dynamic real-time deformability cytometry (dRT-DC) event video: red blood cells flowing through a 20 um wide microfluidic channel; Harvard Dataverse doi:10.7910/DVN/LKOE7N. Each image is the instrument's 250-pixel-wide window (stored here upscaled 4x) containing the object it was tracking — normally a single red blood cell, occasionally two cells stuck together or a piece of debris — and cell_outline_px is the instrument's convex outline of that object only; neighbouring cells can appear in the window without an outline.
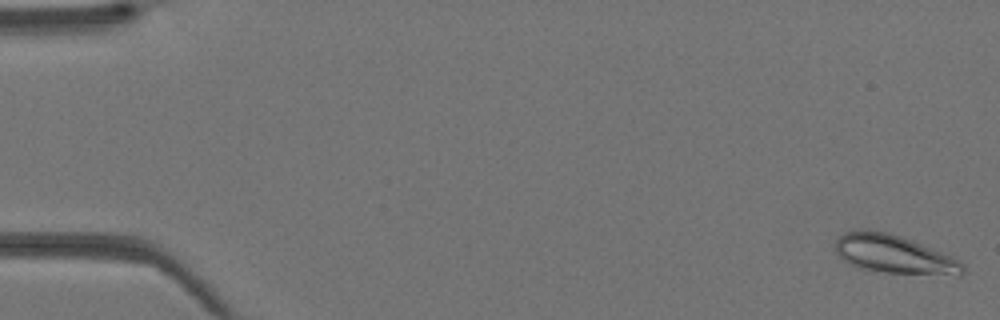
{"species": "Egyptian fruit bat (a non-hibernating species)", "species_latin": "Rousettus aegyptiacus", "temperature_condition": "warm", "stored_images_in_passage": 42, "camera_frame_rate_fps": 3000, "um_per_image_px": 0.085, "animal": {"sex": "female"}, "frame": {"image": 1, "passage_image": 1, "time_ms": 0.0, "image_size_px": [1000, 320], "cell_outline_px": [[964, 272], [960, 276], [884, 272], [860, 268], [844, 260], [836, 252], [836, 240], [844, 232], [888, 232], [912, 240], [952, 256], [960, 260], [964, 264]], "centroid_in_image_um": [76.09, 21.65], "position_along_channel_um": 8.9, "area_um2": 28.03}}
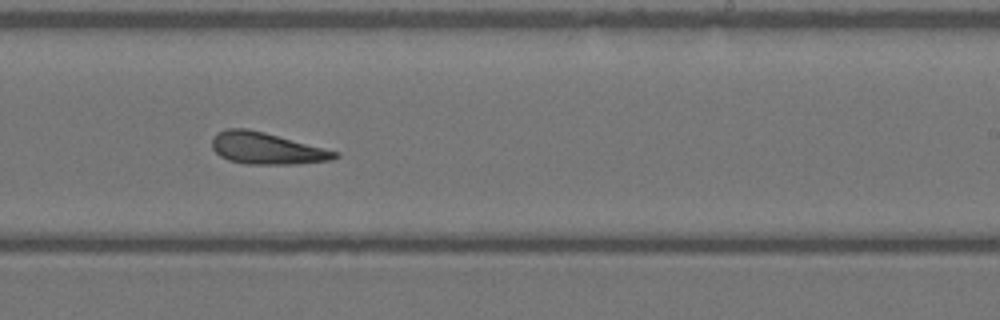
{"frame": {"image": 2, "passage_image": 26, "time_ms": 8.333, "image_size_px": [1000, 320], "cell_outline_px": [[340, 156], [332, 160], [292, 164], [244, 164], [228, 160], [220, 156], [212, 148], [212, 140], [220, 132], [228, 128], [248, 128], [264, 132], [340, 152]], "centroid_in_image_um": [22.68, 12.62], "position_along_channel_um": 266.3, "area_um2": 22.6}}
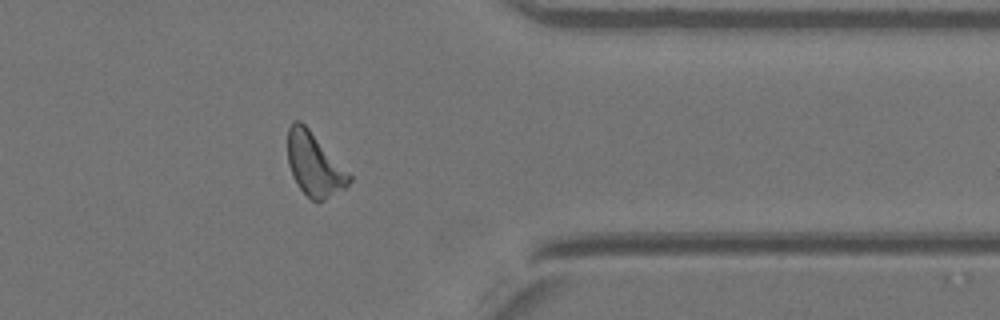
{"frame": {"image": 3, "passage_image": 34, "time_ms": 11.0, "image_size_px": [1000, 320], "cell_outline_px": [[352, 180], [344, 188], [324, 200], [316, 204], [300, 188], [292, 176], [288, 164], [288, 128], [292, 120], [300, 120], [308, 128], [352, 176]], "centroid_in_image_um": [26.7, 13.98], "position_along_channel_um": 384.7, "area_um2": 22.43}}